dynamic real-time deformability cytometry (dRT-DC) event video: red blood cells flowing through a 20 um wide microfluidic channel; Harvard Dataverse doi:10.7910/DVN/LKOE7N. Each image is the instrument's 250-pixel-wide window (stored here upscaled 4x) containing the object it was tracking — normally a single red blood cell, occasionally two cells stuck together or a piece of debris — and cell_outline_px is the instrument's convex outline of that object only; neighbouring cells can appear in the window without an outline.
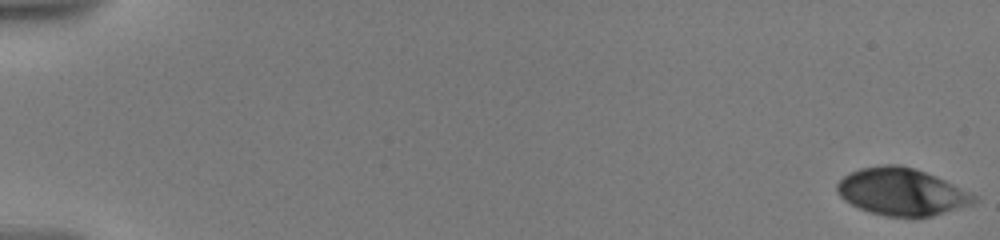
{"species": "human", "species_latin": "Homo sapiens", "temperature_condition": "warm", "stored_images_in_passage": 45, "camera_frame_rate_fps": 3000, "um_per_image_px": 0.085, "donor": {"sex": "male"}, "frame": {"image": 1, "passage_image": 1, "time_ms": 0.0, "image_size_px": [1000, 240], "cell_outline_px": [[976, 200], [972, 204], [932, 216], [916, 220], [884, 216], [868, 212], [844, 200], [836, 192], [836, 184], [848, 172], [860, 168], [880, 164], [900, 164], [936, 176], [976, 196]], "centroid_in_image_um": [76.59, 16.33], "position_along_channel_um": 8.4, "area_um2": 38.09}}
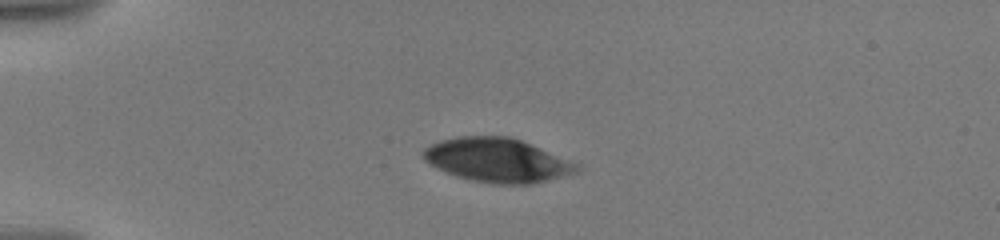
{"frame": {"image": 2, "passage_image": 35, "time_ms": 5.0, "image_size_px": [1000, 240], "cell_outline_px": [[580, 172], [532, 184], [496, 184], [468, 180], [456, 176], [436, 168], [424, 160], [420, 156], [420, 152], [424, 148], [440, 140], [456, 136], [508, 136], [520, 140], [580, 164]], "centroid_in_image_um": [42.24, 13.62], "position_along_channel_um": 42.8, "area_um2": 39.59}}
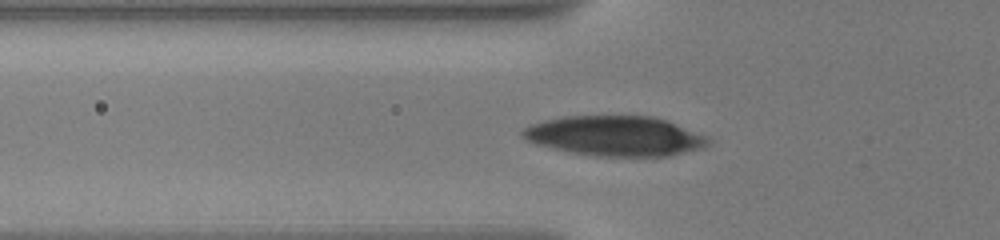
{"frame": {"image": 3, "passage_image": 45, "time_ms": 7.0, "image_size_px": [1000, 240], "cell_outline_px": [[708, 144], [704, 148], [668, 156], [596, 156], [572, 152], [552, 148], [536, 144], [524, 140], [520, 136], [520, 132], [524, 128], [532, 124], [544, 120], [564, 116], [652, 116], [664, 120], [708, 136]], "centroid_in_image_um": [52.24, 11.56], "position_along_channel_um": 73.6, "area_um2": 43.12}}